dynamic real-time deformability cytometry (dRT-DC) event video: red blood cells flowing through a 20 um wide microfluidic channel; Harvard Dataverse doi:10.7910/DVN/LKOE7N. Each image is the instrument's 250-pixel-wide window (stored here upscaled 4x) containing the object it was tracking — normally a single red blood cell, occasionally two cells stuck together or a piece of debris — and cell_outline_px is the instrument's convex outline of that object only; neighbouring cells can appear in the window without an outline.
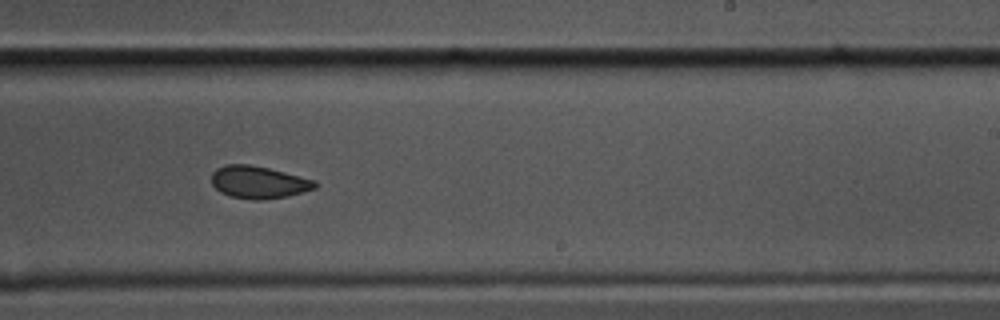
{"species": "common noctule bat (a hibernating species)", "species_latin": "Nyctalus noctula", "temperature_condition": "cold", "stored_images_in_passage": 56, "segment_of_instrument_passage": [1, 2], "camera_frame_rate_fps": 3000, "um_per_image_px": 0.085, "animal": {"sex": "male", "body_mass_g": 17.5, "forearm_length_mm": 52.3}, "frame": {"image": 1, "passage_image": 32, "time_ms": 10.333, "image_size_px": [1000, 320], "cell_outline_px": [[316, 188], [304, 192], [288, 196], [260, 200], [252, 200], [228, 196], [220, 192], [212, 184], [212, 172], [216, 168], [228, 164], [248, 164], [268, 168], [316, 180]], "centroid_in_image_um": [21.97, 15.5], "position_along_channel_um": 267.0, "area_um2": 19.59}}
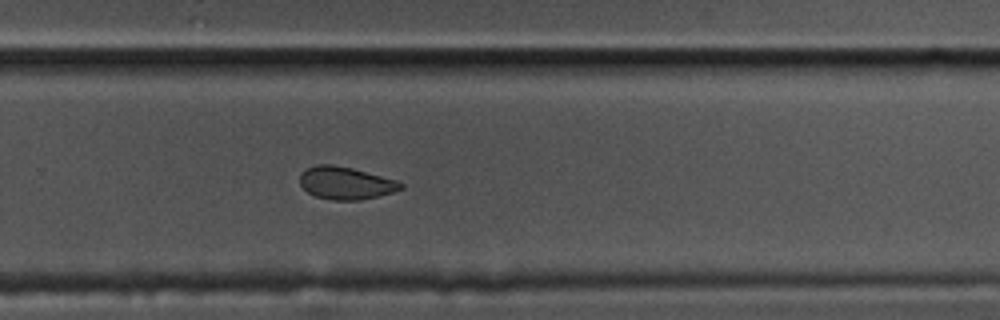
{"frame": {"image": 2, "passage_image": 35, "time_ms": 11.333, "image_size_px": [1000, 320], "cell_outline_px": [[404, 188], [380, 196], [360, 200], [332, 200], [316, 196], [308, 192], [300, 184], [300, 176], [308, 168], [316, 164], [332, 164], [352, 168], [396, 180], [404, 184]], "centroid_in_image_um": [29.41, 15.56], "position_along_channel_um": 300.4, "area_um2": 19.02}}
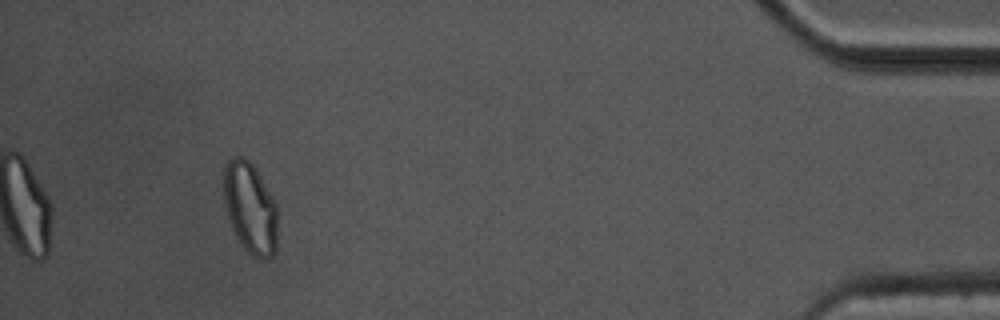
{"frame": {"image": 3, "passage_image": 51, "time_ms": 16.667, "image_size_px": [1000, 320], "cell_outline_px": [[276, 252], [268, 260], [260, 260], [252, 256], [244, 248], [236, 236], [228, 220], [224, 204], [224, 164], [232, 156], [240, 156], [248, 160], [252, 164], [272, 196], [276, 204]], "centroid_in_image_um": [21.25, 17.7], "position_along_channel_um": 414.0, "area_um2": 28.73}}